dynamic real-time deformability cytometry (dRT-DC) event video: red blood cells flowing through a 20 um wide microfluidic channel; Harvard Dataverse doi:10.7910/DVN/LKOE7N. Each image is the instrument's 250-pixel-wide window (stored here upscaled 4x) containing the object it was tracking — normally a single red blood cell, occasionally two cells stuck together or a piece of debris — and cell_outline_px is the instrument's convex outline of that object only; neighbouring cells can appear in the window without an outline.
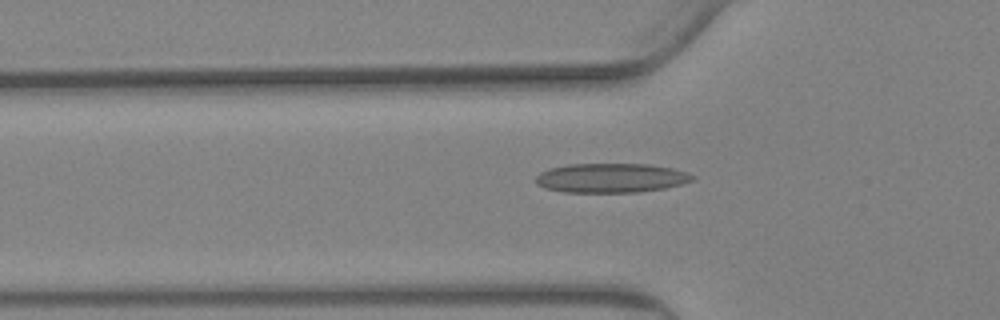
{"species": "Egyptian fruit bat (a non-hibernating species)", "species_latin": "Rousettus aegyptiacus", "temperature_condition": "warm", "stored_images_in_passage": 57, "camera_frame_rate_fps": 3000, "um_per_image_px": 0.085, "animal": {"sex": "female"}, "frame": {"image": 1, "passage_image": 19, "time_ms": 6.0, "image_size_px": [1000, 320], "cell_outline_px": [[696, 176], [692, 180], [680, 184], [664, 188], [636, 192], [564, 192], [544, 188], [536, 184], [536, 176], [540, 172], [548, 168], [568, 164], [648, 164], [672, 168], [688, 172]], "centroid_in_image_um": [51.91, 15.12], "position_along_channel_um": 73.9, "area_um2": 26.82}}
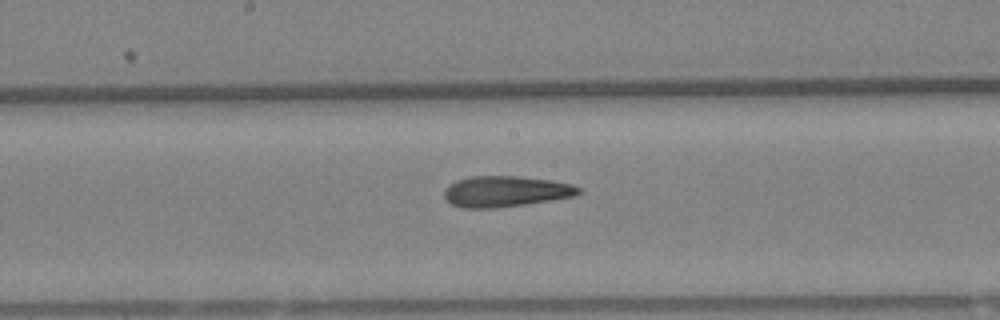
{"frame": {"image": 2, "passage_image": 30, "time_ms": 9.667, "image_size_px": [1000, 320], "cell_outline_px": [[584, 192], [576, 196], [552, 200], [496, 208], [460, 208], [452, 204], [444, 196], [444, 188], [448, 184], [456, 180], [468, 176], [516, 176], [552, 180], [572, 184], [584, 188]], "centroid_in_image_um": [43.01, 16.26], "position_along_channel_um": 205.2, "area_um2": 24.57}}
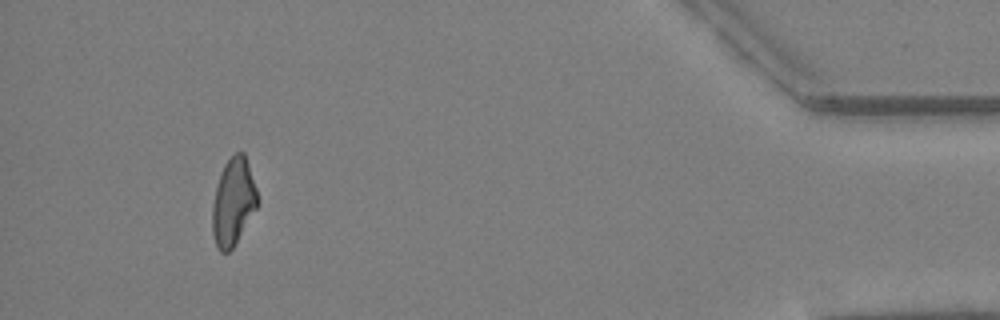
{"frame": {"image": 3, "passage_image": 53, "time_ms": 17.333, "image_size_px": [1000, 320], "cell_outline_px": [[260, 204], [232, 248], [228, 252], [220, 252], [216, 248], [212, 232], [212, 204], [216, 188], [224, 164], [236, 152], [244, 152], [260, 200]], "centroid_in_image_um": [19.84, 17.19], "position_along_channel_um": 415.4, "area_um2": 23.0}, "authors_computed_cell_mechanics": {"area_um2": 24.565, "velocity_mm_per_s": 3.5926, "shape_relaxation_time_tau1_ms": null, "shape_relaxation_time_tau2_ms": 5.2172, "deformation_change_tau1": null, "deformation_change_tau2": 0.1616}}